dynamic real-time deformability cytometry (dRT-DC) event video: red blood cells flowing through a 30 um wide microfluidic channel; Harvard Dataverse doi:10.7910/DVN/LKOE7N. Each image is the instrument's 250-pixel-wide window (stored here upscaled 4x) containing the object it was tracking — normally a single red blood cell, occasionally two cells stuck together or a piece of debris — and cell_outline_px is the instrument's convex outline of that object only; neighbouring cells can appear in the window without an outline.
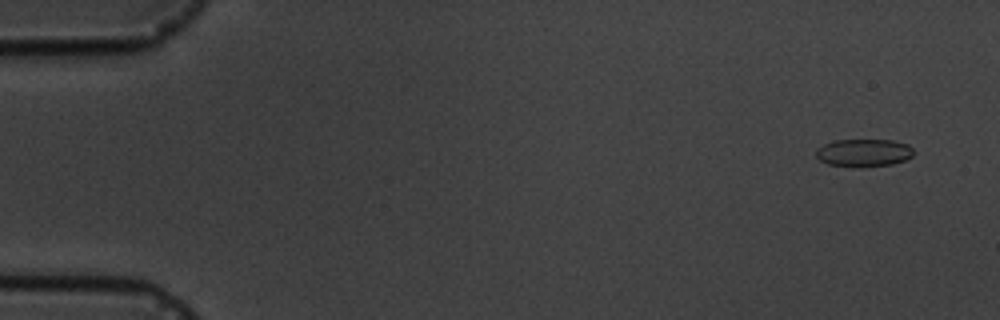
{"species": "common noctule bat (a hibernating species)", "species_latin": "Nyctalus noctula", "temperature_condition": "cold", "stored_images_in_passage": 5, "camera_frame_rate_fps": 3000, "um_per_image_px": 0.085, "animal": {"sex": "male", "body_mass_g": 19.5, "forearm_length_mm": 54.6}, "frame": {"image": 1, "passage_image": 1, "time_ms": 0.0, "image_size_px": [1000, 320], "cell_outline_px": [[912, 156], [904, 160], [892, 164], [856, 168], [852, 168], [828, 164], [820, 160], [816, 156], [816, 148], [824, 144], [836, 140], [892, 140], [908, 144], [912, 148]], "centroid_in_image_um": [73.39, 13.0], "position_along_channel_um": 11.6, "area_um2": 15.9}}
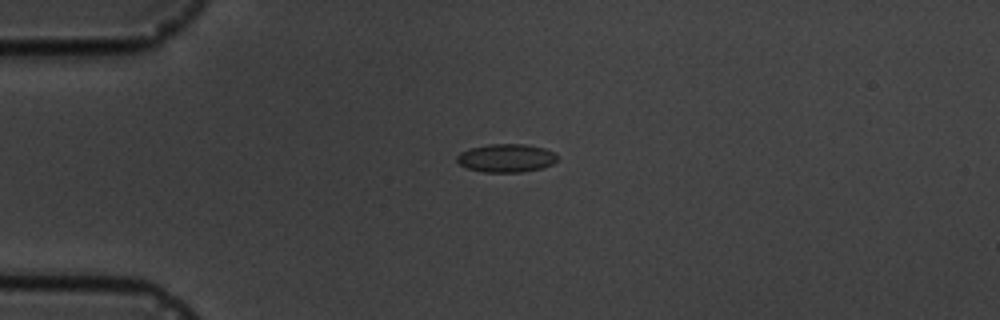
{"frame": {"image": 2, "passage_image": 4, "time_ms": 3.667, "image_size_px": [1000, 320], "cell_outline_px": [[560, 156], [552, 164], [544, 168], [520, 172], [484, 172], [468, 168], [460, 164], [456, 160], [456, 156], [460, 152], [472, 148], [488, 144], [524, 144], [544, 148], [556, 152]], "centroid_in_image_um": [43.07, 13.43], "position_along_channel_um": 41.9, "area_um2": 16.65}}